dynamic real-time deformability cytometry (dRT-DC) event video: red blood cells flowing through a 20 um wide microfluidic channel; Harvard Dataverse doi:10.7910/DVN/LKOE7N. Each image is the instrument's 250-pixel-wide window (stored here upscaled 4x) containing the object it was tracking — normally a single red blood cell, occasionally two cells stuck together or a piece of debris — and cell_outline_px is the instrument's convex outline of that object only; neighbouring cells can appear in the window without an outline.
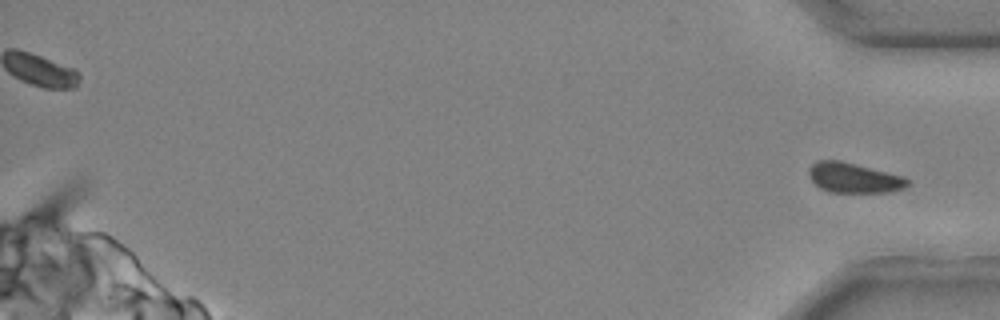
{"species": "common noctule bat (a hibernating species)", "species_latin": "Nyctalus noctula", "temperature_condition": "cold", "stored_images_in_passage": 42, "segment_of_instrument_passage": [2, 2], "camera_frame_rate_fps": 3000, "um_per_image_px": 0.085, "animal": {"sex": "male", "body_mass_g": 20.4}, "frame": {"image": 1, "passage_image": 42, "time_ms": 13.667, "image_size_px": [1000, 320], "cell_outline_px": [[908, 184], [904, 188], [888, 192], [828, 192], [820, 188], [808, 176], [808, 168], [816, 160], [840, 160], [904, 176], [908, 180]], "centroid_in_image_um": [72.54, 15.11], "position_along_channel_um": 362.7, "area_um2": 17.28}}